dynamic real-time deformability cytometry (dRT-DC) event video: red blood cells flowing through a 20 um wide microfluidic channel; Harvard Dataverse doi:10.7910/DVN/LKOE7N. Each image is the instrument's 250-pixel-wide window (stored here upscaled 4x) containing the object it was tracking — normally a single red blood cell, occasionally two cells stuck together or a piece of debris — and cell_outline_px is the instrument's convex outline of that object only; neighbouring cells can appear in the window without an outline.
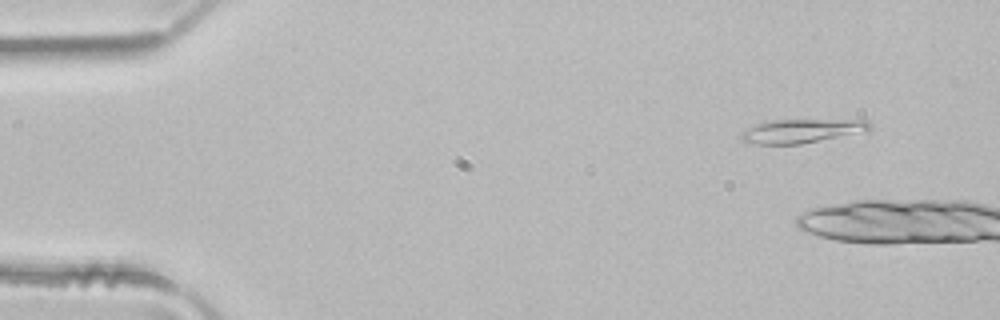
{"species": "common noctule bat (a hibernating species)", "species_latin": "Nyctalus noctula", "temperature_condition": "room temperature", "stored_images_in_passage": 2, "camera_frame_rate_fps": 3000, "um_per_image_px": 0.085, "animal": {"sex": "male", "body_mass_g": 21.5, "forearm_length_mm": 52.0}, "frame": {"image": 1, "passage_image": 1, "time_ms": 0.0, "image_size_px": [1000, 320], "cell_outline_px": [[872, 128], [800, 144], [756, 144], [740, 140], [740, 132], [756, 124], [772, 120], [868, 120], [872, 124]], "centroid_in_image_um": [68.02, 11.12], "position_along_channel_um": 17.0, "area_um2": 17.28}}